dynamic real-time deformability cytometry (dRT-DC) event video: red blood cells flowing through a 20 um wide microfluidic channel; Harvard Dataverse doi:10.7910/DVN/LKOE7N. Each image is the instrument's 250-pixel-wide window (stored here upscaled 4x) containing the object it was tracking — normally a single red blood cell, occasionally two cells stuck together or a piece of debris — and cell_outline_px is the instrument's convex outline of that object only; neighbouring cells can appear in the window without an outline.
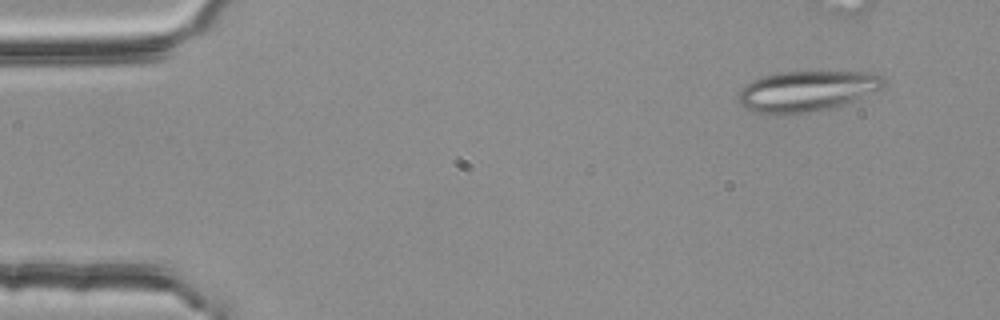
{"species": "common noctule bat (a hibernating species)", "species_latin": "Nyctalus noctula", "temperature_condition": "room temperature", "stored_images_in_passage": 5, "camera_frame_rate_fps": 3000, "um_per_image_px": 0.085, "animal": {"sex": "female", "body_mass_g": 25.1}, "frame": {"image": 1, "passage_image": 1, "time_ms": 0.0, "image_size_px": [1000, 320], "cell_outline_px": [[888, 84], [884, 88], [832, 108], [808, 112], [780, 116], [776, 116], [756, 112], [744, 108], [740, 104], [740, 88], [752, 80], [776, 72], [872, 72], [884, 76]], "centroid_in_image_um": [68.59, 7.75], "position_along_channel_um": 16.4, "area_um2": 34.74}}